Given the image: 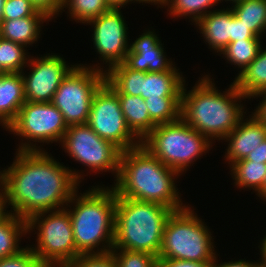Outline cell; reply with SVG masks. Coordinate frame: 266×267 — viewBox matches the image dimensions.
<instances>
[{
  "mask_svg": "<svg viewBox=\"0 0 266 267\" xmlns=\"http://www.w3.org/2000/svg\"><path fill=\"white\" fill-rule=\"evenodd\" d=\"M15 155L5 169L1 190L6 207L12 208L9 213L25 220L40 212L65 208L84 180L79 170L57 162L46 150L16 151Z\"/></svg>",
  "mask_w": 266,
  "mask_h": 267,
  "instance_id": "obj_1",
  "label": "cell"
},
{
  "mask_svg": "<svg viewBox=\"0 0 266 267\" xmlns=\"http://www.w3.org/2000/svg\"><path fill=\"white\" fill-rule=\"evenodd\" d=\"M201 77L191 90L187 91L184 84L180 117L214 144L215 140L223 141L237 127L247 112L241 104L247 98L234 82L222 93L215 87L210 74Z\"/></svg>",
  "mask_w": 266,
  "mask_h": 267,
  "instance_id": "obj_2",
  "label": "cell"
},
{
  "mask_svg": "<svg viewBox=\"0 0 266 267\" xmlns=\"http://www.w3.org/2000/svg\"><path fill=\"white\" fill-rule=\"evenodd\" d=\"M179 176L140 145L122 151L119 174L112 187L121 197L155 202L178 211L186 207L175 181Z\"/></svg>",
  "mask_w": 266,
  "mask_h": 267,
  "instance_id": "obj_3",
  "label": "cell"
},
{
  "mask_svg": "<svg viewBox=\"0 0 266 267\" xmlns=\"http://www.w3.org/2000/svg\"><path fill=\"white\" fill-rule=\"evenodd\" d=\"M103 186L95 185L83 194L77 190L65 206L80 254H102L113 249L116 192L112 186Z\"/></svg>",
  "mask_w": 266,
  "mask_h": 267,
  "instance_id": "obj_4",
  "label": "cell"
},
{
  "mask_svg": "<svg viewBox=\"0 0 266 267\" xmlns=\"http://www.w3.org/2000/svg\"><path fill=\"white\" fill-rule=\"evenodd\" d=\"M172 212L163 204L138 201L116 193L113 249L145 252L158 257L164 226Z\"/></svg>",
  "mask_w": 266,
  "mask_h": 267,
  "instance_id": "obj_5",
  "label": "cell"
},
{
  "mask_svg": "<svg viewBox=\"0 0 266 267\" xmlns=\"http://www.w3.org/2000/svg\"><path fill=\"white\" fill-rule=\"evenodd\" d=\"M192 208L187 205L168 217L158 259L215 261L217 251L212 233Z\"/></svg>",
  "mask_w": 266,
  "mask_h": 267,
  "instance_id": "obj_6",
  "label": "cell"
},
{
  "mask_svg": "<svg viewBox=\"0 0 266 267\" xmlns=\"http://www.w3.org/2000/svg\"><path fill=\"white\" fill-rule=\"evenodd\" d=\"M141 145L182 175L199 157L206 155L213 144L180 117L177 121L156 125Z\"/></svg>",
  "mask_w": 266,
  "mask_h": 267,
  "instance_id": "obj_7",
  "label": "cell"
},
{
  "mask_svg": "<svg viewBox=\"0 0 266 267\" xmlns=\"http://www.w3.org/2000/svg\"><path fill=\"white\" fill-rule=\"evenodd\" d=\"M31 231L37 234V243L29 248L46 267H67L80 255L66 208L34 214L27 220V232Z\"/></svg>",
  "mask_w": 266,
  "mask_h": 267,
  "instance_id": "obj_8",
  "label": "cell"
},
{
  "mask_svg": "<svg viewBox=\"0 0 266 267\" xmlns=\"http://www.w3.org/2000/svg\"><path fill=\"white\" fill-rule=\"evenodd\" d=\"M76 64L63 78L51 103L68 126L86 124L92 98L105 82L104 66Z\"/></svg>",
  "mask_w": 266,
  "mask_h": 267,
  "instance_id": "obj_9",
  "label": "cell"
},
{
  "mask_svg": "<svg viewBox=\"0 0 266 267\" xmlns=\"http://www.w3.org/2000/svg\"><path fill=\"white\" fill-rule=\"evenodd\" d=\"M67 129L63 114L51 102L26 101L6 131L21 137L17 151H45L36 142L61 143Z\"/></svg>",
  "mask_w": 266,
  "mask_h": 267,
  "instance_id": "obj_10",
  "label": "cell"
},
{
  "mask_svg": "<svg viewBox=\"0 0 266 267\" xmlns=\"http://www.w3.org/2000/svg\"><path fill=\"white\" fill-rule=\"evenodd\" d=\"M60 145L74 161L88 167L91 172L114 173L116 181L122 150L99 137L89 125L68 126Z\"/></svg>",
  "mask_w": 266,
  "mask_h": 267,
  "instance_id": "obj_11",
  "label": "cell"
},
{
  "mask_svg": "<svg viewBox=\"0 0 266 267\" xmlns=\"http://www.w3.org/2000/svg\"><path fill=\"white\" fill-rule=\"evenodd\" d=\"M86 124L99 137L115 144L122 151L141 145V141L126 124L117 93L106 82L92 98Z\"/></svg>",
  "mask_w": 266,
  "mask_h": 267,
  "instance_id": "obj_12",
  "label": "cell"
},
{
  "mask_svg": "<svg viewBox=\"0 0 266 267\" xmlns=\"http://www.w3.org/2000/svg\"><path fill=\"white\" fill-rule=\"evenodd\" d=\"M122 14L121 9H111L86 23L93 27L92 41L100 61L105 62L104 72L123 63L130 49L128 25Z\"/></svg>",
  "mask_w": 266,
  "mask_h": 267,
  "instance_id": "obj_13",
  "label": "cell"
},
{
  "mask_svg": "<svg viewBox=\"0 0 266 267\" xmlns=\"http://www.w3.org/2000/svg\"><path fill=\"white\" fill-rule=\"evenodd\" d=\"M75 65H68L63 56L56 53H47L44 56L41 55L40 58L29 57L26 68L31 67L30 71L27 74L24 71L21 72L25 100L27 102H51L63 78Z\"/></svg>",
  "mask_w": 266,
  "mask_h": 267,
  "instance_id": "obj_14",
  "label": "cell"
},
{
  "mask_svg": "<svg viewBox=\"0 0 266 267\" xmlns=\"http://www.w3.org/2000/svg\"><path fill=\"white\" fill-rule=\"evenodd\" d=\"M158 34L154 29L146 30L131 44L124 64L135 71L164 72L171 70L174 63L167 59Z\"/></svg>",
  "mask_w": 266,
  "mask_h": 267,
  "instance_id": "obj_15",
  "label": "cell"
},
{
  "mask_svg": "<svg viewBox=\"0 0 266 267\" xmlns=\"http://www.w3.org/2000/svg\"><path fill=\"white\" fill-rule=\"evenodd\" d=\"M251 113L246 119L243 116L237 127L223 139L228 143L224 160L228 161L229 167L233 163L245 159L266 139V124L253 112Z\"/></svg>",
  "mask_w": 266,
  "mask_h": 267,
  "instance_id": "obj_16",
  "label": "cell"
},
{
  "mask_svg": "<svg viewBox=\"0 0 266 267\" xmlns=\"http://www.w3.org/2000/svg\"><path fill=\"white\" fill-rule=\"evenodd\" d=\"M195 26L208 43L210 50L220 53L230 43L231 35V7L216 9L202 17ZM207 42V43H206Z\"/></svg>",
  "mask_w": 266,
  "mask_h": 267,
  "instance_id": "obj_17",
  "label": "cell"
},
{
  "mask_svg": "<svg viewBox=\"0 0 266 267\" xmlns=\"http://www.w3.org/2000/svg\"><path fill=\"white\" fill-rule=\"evenodd\" d=\"M26 102L21 73H5L0 76V124L3 129L15 120Z\"/></svg>",
  "mask_w": 266,
  "mask_h": 267,
  "instance_id": "obj_18",
  "label": "cell"
},
{
  "mask_svg": "<svg viewBox=\"0 0 266 267\" xmlns=\"http://www.w3.org/2000/svg\"><path fill=\"white\" fill-rule=\"evenodd\" d=\"M176 65L164 72H146L142 78L141 97L143 99H160V97H182L185 77Z\"/></svg>",
  "mask_w": 266,
  "mask_h": 267,
  "instance_id": "obj_19",
  "label": "cell"
},
{
  "mask_svg": "<svg viewBox=\"0 0 266 267\" xmlns=\"http://www.w3.org/2000/svg\"><path fill=\"white\" fill-rule=\"evenodd\" d=\"M50 21L44 14L23 17L14 20H2L0 23V37L24 45L26 48L36 44L41 37L43 23Z\"/></svg>",
  "mask_w": 266,
  "mask_h": 267,
  "instance_id": "obj_20",
  "label": "cell"
},
{
  "mask_svg": "<svg viewBox=\"0 0 266 267\" xmlns=\"http://www.w3.org/2000/svg\"><path fill=\"white\" fill-rule=\"evenodd\" d=\"M117 95L128 128L142 141L156 126L150 119L144 99L128 94Z\"/></svg>",
  "mask_w": 266,
  "mask_h": 267,
  "instance_id": "obj_21",
  "label": "cell"
},
{
  "mask_svg": "<svg viewBox=\"0 0 266 267\" xmlns=\"http://www.w3.org/2000/svg\"><path fill=\"white\" fill-rule=\"evenodd\" d=\"M233 82L248 100L266 91V47H261L256 58Z\"/></svg>",
  "mask_w": 266,
  "mask_h": 267,
  "instance_id": "obj_22",
  "label": "cell"
},
{
  "mask_svg": "<svg viewBox=\"0 0 266 267\" xmlns=\"http://www.w3.org/2000/svg\"><path fill=\"white\" fill-rule=\"evenodd\" d=\"M27 232V220L8 213L0 221V259L18 254L25 247L19 246ZM20 242V243H19Z\"/></svg>",
  "mask_w": 266,
  "mask_h": 267,
  "instance_id": "obj_23",
  "label": "cell"
},
{
  "mask_svg": "<svg viewBox=\"0 0 266 267\" xmlns=\"http://www.w3.org/2000/svg\"><path fill=\"white\" fill-rule=\"evenodd\" d=\"M146 72L135 71L124 63L116 64L105 71V82L117 93L141 96L142 78Z\"/></svg>",
  "mask_w": 266,
  "mask_h": 267,
  "instance_id": "obj_24",
  "label": "cell"
},
{
  "mask_svg": "<svg viewBox=\"0 0 266 267\" xmlns=\"http://www.w3.org/2000/svg\"><path fill=\"white\" fill-rule=\"evenodd\" d=\"M230 168L234 186L252 189L255 194L261 190L266 175V163L242 159L233 163Z\"/></svg>",
  "mask_w": 266,
  "mask_h": 267,
  "instance_id": "obj_25",
  "label": "cell"
},
{
  "mask_svg": "<svg viewBox=\"0 0 266 267\" xmlns=\"http://www.w3.org/2000/svg\"><path fill=\"white\" fill-rule=\"evenodd\" d=\"M234 15L257 37L266 33V0H242L232 5Z\"/></svg>",
  "mask_w": 266,
  "mask_h": 267,
  "instance_id": "obj_26",
  "label": "cell"
},
{
  "mask_svg": "<svg viewBox=\"0 0 266 267\" xmlns=\"http://www.w3.org/2000/svg\"><path fill=\"white\" fill-rule=\"evenodd\" d=\"M260 39H243L231 42L220 53L227 63L240 68L238 75L256 58L262 44ZM229 61V62H228Z\"/></svg>",
  "mask_w": 266,
  "mask_h": 267,
  "instance_id": "obj_27",
  "label": "cell"
},
{
  "mask_svg": "<svg viewBox=\"0 0 266 267\" xmlns=\"http://www.w3.org/2000/svg\"><path fill=\"white\" fill-rule=\"evenodd\" d=\"M221 0H166L165 8L168 7L170 17H185L190 19L194 25L206 14L211 12V7L220 4ZM209 9V10H208ZM188 16V17H187Z\"/></svg>",
  "mask_w": 266,
  "mask_h": 267,
  "instance_id": "obj_28",
  "label": "cell"
},
{
  "mask_svg": "<svg viewBox=\"0 0 266 267\" xmlns=\"http://www.w3.org/2000/svg\"><path fill=\"white\" fill-rule=\"evenodd\" d=\"M22 44L0 37V67L5 73H21L27 66L29 52Z\"/></svg>",
  "mask_w": 266,
  "mask_h": 267,
  "instance_id": "obj_29",
  "label": "cell"
},
{
  "mask_svg": "<svg viewBox=\"0 0 266 267\" xmlns=\"http://www.w3.org/2000/svg\"><path fill=\"white\" fill-rule=\"evenodd\" d=\"M151 121L155 125L171 123L180 118L181 97L144 99Z\"/></svg>",
  "mask_w": 266,
  "mask_h": 267,
  "instance_id": "obj_30",
  "label": "cell"
},
{
  "mask_svg": "<svg viewBox=\"0 0 266 267\" xmlns=\"http://www.w3.org/2000/svg\"><path fill=\"white\" fill-rule=\"evenodd\" d=\"M66 7L70 18L82 24L111 10L106 0H63L61 12Z\"/></svg>",
  "mask_w": 266,
  "mask_h": 267,
  "instance_id": "obj_31",
  "label": "cell"
},
{
  "mask_svg": "<svg viewBox=\"0 0 266 267\" xmlns=\"http://www.w3.org/2000/svg\"><path fill=\"white\" fill-rule=\"evenodd\" d=\"M118 267H158V258L154 255L126 249H112Z\"/></svg>",
  "mask_w": 266,
  "mask_h": 267,
  "instance_id": "obj_32",
  "label": "cell"
},
{
  "mask_svg": "<svg viewBox=\"0 0 266 267\" xmlns=\"http://www.w3.org/2000/svg\"><path fill=\"white\" fill-rule=\"evenodd\" d=\"M67 267H118L112 252L80 254Z\"/></svg>",
  "mask_w": 266,
  "mask_h": 267,
  "instance_id": "obj_33",
  "label": "cell"
},
{
  "mask_svg": "<svg viewBox=\"0 0 266 267\" xmlns=\"http://www.w3.org/2000/svg\"><path fill=\"white\" fill-rule=\"evenodd\" d=\"M38 13L30 0H5L4 2L3 20L36 16Z\"/></svg>",
  "mask_w": 266,
  "mask_h": 267,
  "instance_id": "obj_34",
  "label": "cell"
},
{
  "mask_svg": "<svg viewBox=\"0 0 266 267\" xmlns=\"http://www.w3.org/2000/svg\"><path fill=\"white\" fill-rule=\"evenodd\" d=\"M0 267H46L27 246L18 254L0 259Z\"/></svg>",
  "mask_w": 266,
  "mask_h": 267,
  "instance_id": "obj_35",
  "label": "cell"
},
{
  "mask_svg": "<svg viewBox=\"0 0 266 267\" xmlns=\"http://www.w3.org/2000/svg\"><path fill=\"white\" fill-rule=\"evenodd\" d=\"M30 2L37 12L44 14L50 20L59 16L63 6V0H30Z\"/></svg>",
  "mask_w": 266,
  "mask_h": 267,
  "instance_id": "obj_36",
  "label": "cell"
},
{
  "mask_svg": "<svg viewBox=\"0 0 266 267\" xmlns=\"http://www.w3.org/2000/svg\"><path fill=\"white\" fill-rule=\"evenodd\" d=\"M243 39H263L257 37L248 27L234 15L233 10L231 9V35L230 43L243 40Z\"/></svg>",
  "mask_w": 266,
  "mask_h": 267,
  "instance_id": "obj_37",
  "label": "cell"
},
{
  "mask_svg": "<svg viewBox=\"0 0 266 267\" xmlns=\"http://www.w3.org/2000/svg\"><path fill=\"white\" fill-rule=\"evenodd\" d=\"M158 267H215L214 261L196 262L177 259H158Z\"/></svg>",
  "mask_w": 266,
  "mask_h": 267,
  "instance_id": "obj_38",
  "label": "cell"
},
{
  "mask_svg": "<svg viewBox=\"0 0 266 267\" xmlns=\"http://www.w3.org/2000/svg\"><path fill=\"white\" fill-rule=\"evenodd\" d=\"M245 160L266 163V139L251 151Z\"/></svg>",
  "mask_w": 266,
  "mask_h": 267,
  "instance_id": "obj_39",
  "label": "cell"
},
{
  "mask_svg": "<svg viewBox=\"0 0 266 267\" xmlns=\"http://www.w3.org/2000/svg\"><path fill=\"white\" fill-rule=\"evenodd\" d=\"M218 254H216V256H215V261H214V265H215V267H253L256 263L255 262H257V261H254V262H250L249 260L248 261H246V259L244 260V259H239V260H230L229 262L227 261V262H220L219 264H218V259H217V256Z\"/></svg>",
  "mask_w": 266,
  "mask_h": 267,
  "instance_id": "obj_40",
  "label": "cell"
},
{
  "mask_svg": "<svg viewBox=\"0 0 266 267\" xmlns=\"http://www.w3.org/2000/svg\"><path fill=\"white\" fill-rule=\"evenodd\" d=\"M256 97H262V101H259L260 103L256 109L253 110V113L266 124V91L257 94L254 98Z\"/></svg>",
  "mask_w": 266,
  "mask_h": 267,
  "instance_id": "obj_41",
  "label": "cell"
},
{
  "mask_svg": "<svg viewBox=\"0 0 266 267\" xmlns=\"http://www.w3.org/2000/svg\"><path fill=\"white\" fill-rule=\"evenodd\" d=\"M111 9H121L129 3H133V0H106Z\"/></svg>",
  "mask_w": 266,
  "mask_h": 267,
  "instance_id": "obj_42",
  "label": "cell"
},
{
  "mask_svg": "<svg viewBox=\"0 0 266 267\" xmlns=\"http://www.w3.org/2000/svg\"><path fill=\"white\" fill-rule=\"evenodd\" d=\"M6 209L7 208H6V204H5V200H4V195H3V192L0 188V221L9 213V211Z\"/></svg>",
  "mask_w": 266,
  "mask_h": 267,
  "instance_id": "obj_43",
  "label": "cell"
},
{
  "mask_svg": "<svg viewBox=\"0 0 266 267\" xmlns=\"http://www.w3.org/2000/svg\"><path fill=\"white\" fill-rule=\"evenodd\" d=\"M135 1H136V3L138 2L139 4L142 3V5H143V3H145V4L151 3V5H157L158 8L159 7L163 8L166 0H133L134 3H135Z\"/></svg>",
  "mask_w": 266,
  "mask_h": 267,
  "instance_id": "obj_44",
  "label": "cell"
},
{
  "mask_svg": "<svg viewBox=\"0 0 266 267\" xmlns=\"http://www.w3.org/2000/svg\"><path fill=\"white\" fill-rule=\"evenodd\" d=\"M261 241L260 245L258 246L260 248V255L262 259L266 260V235L264 236V239H261Z\"/></svg>",
  "mask_w": 266,
  "mask_h": 267,
  "instance_id": "obj_45",
  "label": "cell"
},
{
  "mask_svg": "<svg viewBox=\"0 0 266 267\" xmlns=\"http://www.w3.org/2000/svg\"><path fill=\"white\" fill-rule=\"evenodd\" d=\"M258 197L264 201H266V175L264 178V183L262 185L261 190L256 194Z\"/></svg>",
  "mask_w": 266,
  "mask_h": 267,
  "instance_id": "obj_46",
  "label": "cell"
},
{
  "mask_svg": "<svg viewBox=\"0 0 266 267\" xmlns=\"http://www.w3.org/2000/svg\"><path fill=\"white\" fill-rule=\"evenodd\" d=\"M4 2H5V0H0V23H1L2 20H3Z\"/></svg>",
  "mask_w": 266,
  "mask_h": 267,
  "instance_id": "obj_47",
  "label": "cell"
},
{
  "mask_svg": "<svg viewBox=\"0 0 266 267\" xmlns=\"http://www.w3.org/2000/svg\"><path fill=\"white\" fill-rule=\"evenodd\" d=\"M259 261L253 267H266V261L264 259L260 258Z\"/></svg>",
  "mask_w": 266,
  "mask_h": 267,
  "instance_id": "obj_48",
  "label": "cell"
},
{
  "mask_svg": "<svg viewBox=\"0 0 266 267\" xmlns=\"http://www.w3.org/2000/svg\"><path fill=\"white\" fill-rule=\"evenodd\" d=\"M4 179H5V168L4 170L0 171V188L3 185Z\"/></svg>",
  "mask_w": 266,
  "mask_h": 267,
  "instance_id": "obj_49",
  "label": "cell"
},
{
  "mask_svg": "<svg viewBox=\"0 0 266 267\" xmlns=\"http://www.w3.org/2000/svg\"><path fill=\"white\" fill-rule=\"evenodd\" d=\"M221 1H224V0H221ZM226 1H227V2H228V1H229V2L232 1L231 3H232V5H233V4H235L236 2H238V1H242V0H225V2H226Z\"/></svg>",
  "mask_w": 266,
  "mask_h": 267,
  "instance_id": "obj_50",
  "label": "cell"
},
{
  "mask_svg": "<svg viewBox=\"0 0 266 267\" xmlns=\"http://www.w3.org/2000/svg\"><path fill=\"white\" fill-rule=\"evenodd\" d=\"M3 74H5V72L0 67V76L3 75Z\"/></svg>",
  "mask_w": 266,
  "mask_h": 267,
  "instance_id": "obj_51",
  "label": "cell"
}]
</instances>
